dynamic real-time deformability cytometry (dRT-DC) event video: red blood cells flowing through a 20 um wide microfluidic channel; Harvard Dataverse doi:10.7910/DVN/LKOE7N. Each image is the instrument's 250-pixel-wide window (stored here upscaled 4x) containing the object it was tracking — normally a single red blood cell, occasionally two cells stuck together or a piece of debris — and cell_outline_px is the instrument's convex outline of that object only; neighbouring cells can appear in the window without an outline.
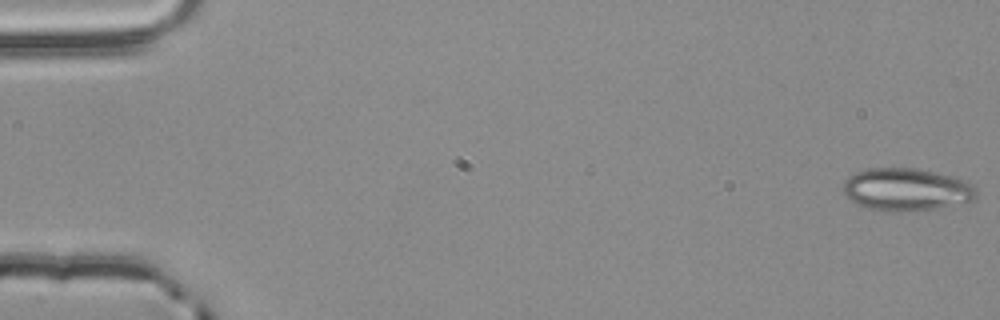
{"species": "common noctule bat (a hibernating species)", "species_latin": "Nyctalus noctula", "temperature_condition": "room temperature", "stored_images_in_passage": 6, "camera_frame_rate_fps": 3000, "um_per_image_px": 0.085, "animal": {"sex": "male", "body_mass_g": 20.4}, "frame": {"image": 1, "passage_image": 1, "time_ms": 0.0, "image_size_px": [1000, 320], "cell_outline_px": [[976, 200], [936, 208], [900, 212], [884, 212], [868, 208], [844, 196], [844, 180], [848, 176], [856, 172], [868, 168], [916, 168], [936, 172], [968, 180], [976, 188]], "centroid_in_image_um": [77.06, 16.1], "position_along_channel_um": 7.9, "area_um2": 33.29}}